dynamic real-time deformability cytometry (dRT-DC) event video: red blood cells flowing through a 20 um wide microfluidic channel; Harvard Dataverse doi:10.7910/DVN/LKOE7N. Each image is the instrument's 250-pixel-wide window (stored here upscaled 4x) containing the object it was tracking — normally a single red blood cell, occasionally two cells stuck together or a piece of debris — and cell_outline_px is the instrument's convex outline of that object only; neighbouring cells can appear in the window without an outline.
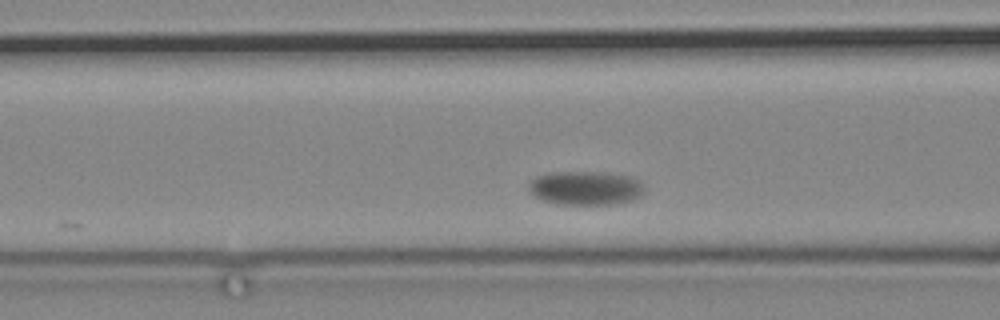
{"species": "common noctule bat (a hibernating species)", "species_latin": "Nyctalus noctula", "temperature_condition": "cold", "stored_images_in_passage": 11, "camera_frame_rate_fps": 3000, "um_per_image_px": 0.085, "animal": {"sex": "male", "body_mass_g": 19.2, "forearm_length_mm": 51.8}, "frame": {"image": 1, "passage_image": 7, "time_ms": 2.0, "image_size_px": [1000, 320], "cell_outline_px": [[644, 192], [640, 196], [632, 200], [612, 204], [564, 204], [544, 200], [536, 196], [528, 188], [528, 184], [536, 176], [552, 172], [608, 172], [632, 176], [640, 180], [644, 184]], "centroid_in_image_um": [49.84, 15.96], "position_along_channel_um": 116.8, "area_um2": 22.89}}